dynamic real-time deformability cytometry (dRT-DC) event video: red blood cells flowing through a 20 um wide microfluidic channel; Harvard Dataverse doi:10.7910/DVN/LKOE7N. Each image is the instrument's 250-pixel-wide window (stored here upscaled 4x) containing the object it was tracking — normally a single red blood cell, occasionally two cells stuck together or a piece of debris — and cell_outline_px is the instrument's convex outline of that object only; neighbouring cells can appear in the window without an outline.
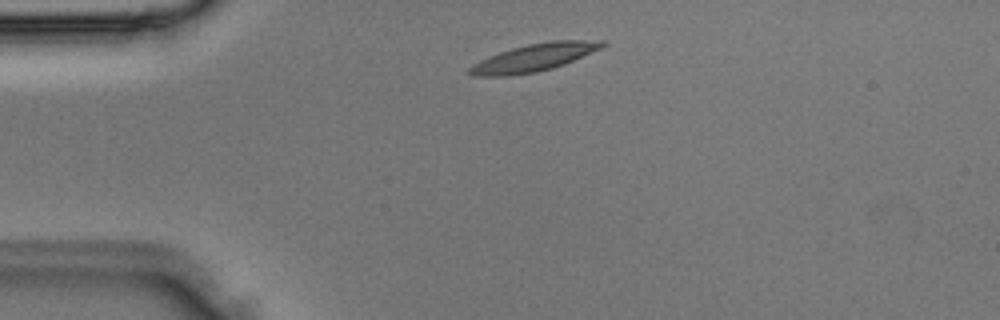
{"species": "Egyptian fruit bat (a non-hibernating species)", "species_latin": "Rousettus aegyptiacus", "temperature_condition": "room temperature", "stored_images_in_passage": 1, "camera_frame_rate_fps": 3000, "um_per_image_px": 0.085, "animal": {"sex": "male"}, "frame": {"image": 1, "passage_image": 1, "time_ms": 0.0, "image_size_px": [1000, 320], "cell_outline_px": [[608, 44], [600, 48], [564, 64], [552, 68], [536, 72], [508, 76], [476, 76], [468, 72], [468, 68], [472, 64], [488, 56], [512, 48], [528, 44], [548, 40], [608, 40]], "centroid_in_image_um": [45.4, 4.88], "position_along_channel_um": 39.6, "area_um2": 21.27}}